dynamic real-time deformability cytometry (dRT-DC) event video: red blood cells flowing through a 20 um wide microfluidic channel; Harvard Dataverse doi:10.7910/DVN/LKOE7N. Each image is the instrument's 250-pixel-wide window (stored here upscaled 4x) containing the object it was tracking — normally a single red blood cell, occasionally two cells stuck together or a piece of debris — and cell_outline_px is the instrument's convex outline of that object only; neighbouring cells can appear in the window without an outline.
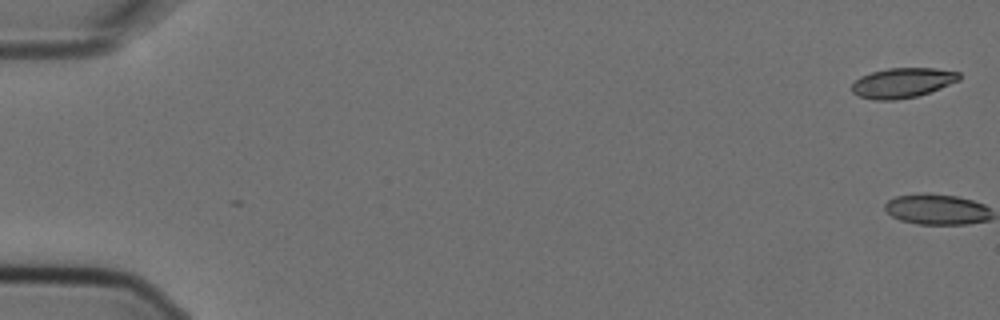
{"species": "Egyptian fruit bat (a non-hibernating species)", "species_latin": "Rousettus aegyptiacus", "temperature_condition": "cold", "stored_images_in_passage": 5, "camera_frame_rate_fps": 3000, "um_per_image_px": 0.085, "animal": {"sex": "female"}, "frame": {"image": 1, "passage_image": 1, "time_ms": 0.0, "image_size_px": [1000, 320], "cell_outline_px": [[960, 80], [940, 88], [916, 96], [896, 100], [876, 100], [860, 96], [852, 92], [852, 84], [860, 76], [872, 72], [888, 68], [936, 68], [960, 72]], "centroid_in_image_um": [76.72, 7.03], "position_along_channel_um": 8.3, "area_um2": 18.61}}